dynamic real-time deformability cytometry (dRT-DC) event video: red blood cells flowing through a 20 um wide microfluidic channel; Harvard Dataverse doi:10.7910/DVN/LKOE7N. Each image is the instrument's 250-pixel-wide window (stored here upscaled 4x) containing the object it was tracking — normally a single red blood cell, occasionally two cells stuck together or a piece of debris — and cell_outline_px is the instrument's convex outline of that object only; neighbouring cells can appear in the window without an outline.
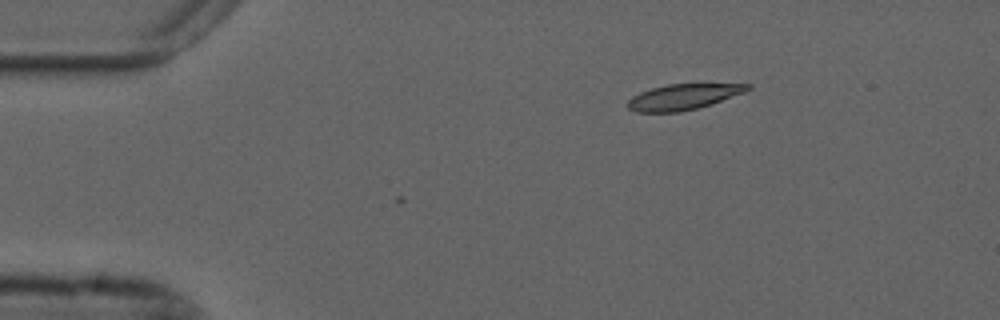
{"species": "common noctule bat (a hibernating species)", "species_latin": "Nyctalus noctula", "temperature_condition": "cold", "stored_images_in_passage": 4, "camera_frame_rate_fps": 3000, "um_per_image_px": 0.085, "animal": {"sex": "male", "forearm_length_mm": 52.5}, "frame": {"image": 1, "passage_image": 4, "time_ms": 1.0, "image_size_px": [1000, 320], "cell_outline_px": [[752, 88], [744, 92], [712, 104], [680, 112], [636, 112], [628, 108], [628, 100], [632, 96], [640, 92], [652, 88], [668, 84], [752, 84]], "centroid_in_image_um": [58.07, 8.23], "position_along_channel_um": 26.9, "area_um2": 17.8}}